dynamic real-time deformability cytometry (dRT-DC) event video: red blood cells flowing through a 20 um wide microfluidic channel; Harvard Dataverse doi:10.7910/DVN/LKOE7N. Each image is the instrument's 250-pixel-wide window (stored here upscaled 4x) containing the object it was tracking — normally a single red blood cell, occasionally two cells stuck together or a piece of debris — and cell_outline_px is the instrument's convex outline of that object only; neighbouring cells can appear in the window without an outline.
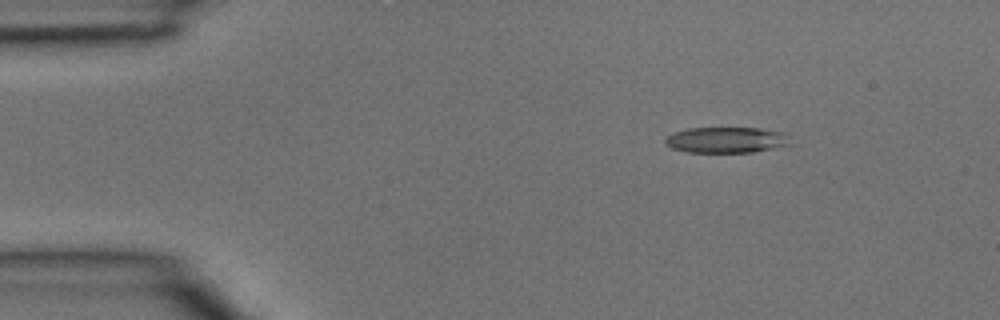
{"species": "common noctule bat (a hibernating species)", "species_latin": "Nyctalus noctula", "temperature_condition": "room temperature", "stored_images_in_passage": 3, "camera_frame_rate_fps": 3000, "um_per_image_px": 0.085, "animal": {"sex": "male", "body_mass_g": 15.6}, "frame": {"image": 1, "passage_image": 1, "time_ms": 0.0, "image_size_px": [1000, 320], "cell_outline_px": [[792, 144], [776, 148], [752, 152], [688, 152], [672, 148], [664, 144], [664, 140], [672, 132], [688, 128], [760, 128], [784, 132]], "centroid_in_image_um": [61.73, 11.89], "position_along_channel_um": 23.3, "area_um2": 18.96}}
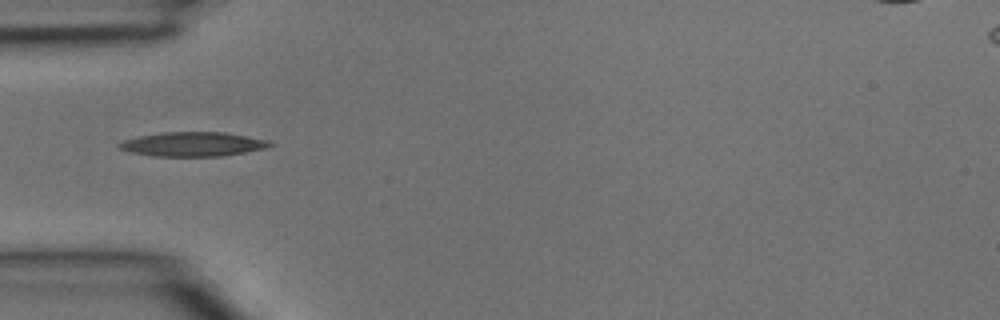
{"frame": {"image": 2, "passage_image": 3, "time_ms": 0.667, "image_size_px": [1000, 320], "cell_outline_px": [[272, 144], [268, 148], [220, 156], [152, 156], [132, 152], [120, 148], [116, 144], [124, 140], [136, 136], [164, 132], [224, 132], [268, 140]], "centroid_in_image_um": [16.37, 12.25], "position_along_channel_um": 68.6, "area_um2": 21.21}}